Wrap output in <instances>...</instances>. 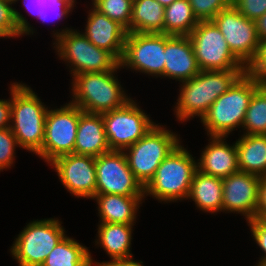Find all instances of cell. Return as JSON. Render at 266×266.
<instances>
[{
	"instance_id": "obj_1",
	"label": "cell",
	"mask_w": 266,
	"mask_h": 266,
	"mask_svg": "<svg viewBox=\"0 0 266 266\" xmlns=\"http://www.w3.org/2000/svg\"><path fill=\"white\" fill-rule=\"evenodd\" d=\"M245 72L247 70L200 71L195 77L182 82L174 106L177 120L182 123L195 116L201 120L213 102Z\"/></svg>"
},
{
	"instance_id": "obj_2",
	"label": "cell",
	"mask_w": 266,
	"mask_h": 266,
	"mask_svg": "<svg viewBox=\"0 0 266 266\" xmlns=\"http://www.w3.org/2000/svg\"><path fill=\"white\" fill-rule=\"evenodd\" d=\"M10 85V128L19 148L36 155L42 149L45 118L49 108L42 103L30 86L19 82Z\"/></svg>"
},
{
	"instance_id": "obj_3",
	"label": "cell",
	"mask_w": 266,
	"mask_h": 266,
	"mask_svg": "<svg viewBox=\"0 0 266 266\" xmlns=\"http://www.w3.org/2000/svg\"><path fill=\"white\" fill-rule=\"evenodd\" d=\"M118 69H122L120 64L111 71L73 76L70 102L91 114H103L123 107L131 98L115 75Z\"/></svg>"
},
{
	"instance_id": "obj_4",
	"label": "cell",
	"mask_w": 266,
	"mask_h": 266,
	"mask_svg": "<svg viewBox=\"0 0 266 266\" xmlns=\"http://www.w3.org/2000/svg\"><path fill=\"white\" fill-rule=\"evenodd\" d=\"M258 89L259 83L245 72L219 96L201 119L208 137H228L235 128H241L250 100Z\"/></svg>"
},
{
	"instance_id": "obj_5",
	"label": "cell",
	"mask_w": 266,
	"mask_h": 266,
	"mask_svg": "<svg viewBox=\"0 0 266 266\" xmlns=\"http://www.w3.org/2000/svg\"><path fill=\"white\" fill-rule=\"evenodd\" d=\"M195 158L180 143L161 162L154 177L144 187V197L150 195L163 203L187 200L197 170Z\"/></svg>"
},
{
	"instance_id": "obj_6",
	"label": "cell",
	"mask_w": 266,
	"mask_h": 266,
	"mask_svg": "<svg viewBox=\"0 0 266 266\" xmlns=\"http://www.w3.org/2000/svg\"><path fill=\"white\" fill-rule=\"evenodd\" d=\"M54 47L59 58L69 65L71 76L113 70L119 61L107 50L92 44L77 29L53 31ZM71 65V66H70Z\"/></svg>"
},
{
	"instance_id": "obj_7",
	"label": "cell",
	"mask_w": 266,
	"mask_h": 266,
	"mask_svg": "<svg viewBox=\"0 0 266 266\" xmlns=\"http://www.w3.org/2000/svg\"><path fill=\"white\" fill-rule=\"evenodd\" d=\"M178 134L155 124L133 145L123 150L135 178L145 187L161 162L182 142Z\"/></svg>"
},
{
	"instance_id": "obj_8",
	"label": "cell",
	"mask_w": 266,
	"mask_h": 266,
	"mask_svg": "<svg viewBox=\"0 0 266 266\" xmlns=\"http://www.w3.org/2000/svg\"><path fill=\"white\" fill-rule=\"evenodd\" d=\"M65 233L58 218L33 220L15 238L11 255L19 266H42Z\"/></svg>"
},
{
	"instance_id": "obj_9",
	"label": "cell",
	"mask_w": 266,
	"mask_h": 266,
	"mask_svg": "<svg viewBox=\"0 0 266 266\" xmlns=\"http://www.w3.org/2000/svg\"><path fill=\"white\" fill-rule=\"evenodd\" d=\"M82 113L71 102L60 108H49L45 118L42 149L36 155L50 164L60 156L74 153L79 116Z\"/></svg>"
},
{
	"instance_id": "obj_10",
	"label": "cell",
	"mask_w": 266,
	"mask_h": 266,
	"mask_svg": "<svg viewBox=\"0 0 266 266\" xmlns=\"http://www.w3.org/2000/svg\"><path fill=\"white\" fill-rule=\"evenodd\" d=\"M189 38L201 71L247 70L229 49L223 34L213 21H199Z\"/></svg>"
},
{
	"instance_id": "obj_11",
	"label": "cell",
	"mask_w": 266,
	"mask_h": 266,
	"mask_svg": "<svg viewBox=\"0 0 266 266\" xmlns=\"http://www.w3.org/2000/svg\"><path fill=\"white\" fill-rule=\"evenodd\" d=\"M104 129L110 150L123 151L133 145L156 124L136 101L103 113Z\"/></svg>"
},
{
	"instance_id": "obj_12",
	"label": "cell",
	"mask_w": 266,
	"mask_h": 266,
	"mask_svg": "<svg viewBox=\"0 0 266 266\" xmlns=\"http://www.w3.org/2000/svg\"><path fill=\"white\" fill-rule=\"evenodd\" d=\"M164 33H128L119 61L121 68L164 78Z\"/></svg>"
},
{
	"instance_id": "obj_13",
	"label": "cell",
	"mask_w": 266,
	"mask_h": 266,
	"mask_svg": "<svg viewBox=\"0 0 266 266\" xmlns=\"http://www.w3.org/2000/svg\"><path fill=\"white\" fill-rule=\"evenodd\" d=\"M212 21L223 34L234 56L247 68L256 58L261 43L256 21L243 16L233 5L221 10Z\"/></svg>"
},
{
	"instance_id": "obj_14",
	"label": "cell",
	"mask_w": 266,
	"mask_h": 266,
	"mask_svg": "<svg viewBox=\"0 0 266 266\" xmlns=\"http://www.w3.org/2000/svg\"><path fill=\"white\" fill-rule=\"evenodd\" d=\"M96 194L144 196V187L128 166L123 151L111 150L95 158Z\"/></svg>"
},
{
	"instance_id": "obj_15",
	"label": "cell",
	"mask_w": 266,
	"mask_h": 266,
	"mask_svg": "<svg viewBox=\"0 0 266 266\" xmlns=\"http://www.w3.org/2000/svg\"><path fill=\"white\" fill-rule=\"evenodd\" d=\"M65 187L77 198H93L96 195L95 157L71 153L50 163Z\"/></svg>"
},
{
	"instance_id": "obj_16",
	"label": "cell",
	"mask_w": 266,
	"mask_h": 266,
	"mask_svg": "<svg viewBox=\"0 0 266 266\" xmlns=\"http://www.w3.org/2000/svg\"><path fill=\"white\" fill-rule=\"evenodd\" d=\"M223 181L222 212L241 214L246 221L255 218L261 177L237 171Z\"/></svg>"
},
{
	"instance_id": "obj_17",
	"label": "cell",
	"mask_w": 266,
	"mask_h": 266,
	"mask_svg": "<svg viewBox=\"0 0 266 266\" xmlns=\"http://www.w3.org/2000/svg\"><path fill=\"white\" fill-rule=\"evenodd\" d=\"M85 32L87 39L95 46L110 52L121 60L127 37V29L115 20L96 10L93 6L88 12Z\"/></svg>"
},
{
	"instance_id": "obj_18",
	"label": "cell",
	"mask_w": 266,
	"mask_h": 266,
	"mask_svg": "<svg viewBox=\"0 0 266 266\" xmlns=\"http://www.w3.org/2000/svg\"><path fill=\"white\" fill-rule=\"evenodd\" d=\"M164 78L180 83L195 77L201 70L197 64L189 36L165 34Z\"/></svg>"
},
{
	"instance_id": "obj_19",
	"label": "cell",
	"mask_w": 266,
	"mask_h": 266,
	"mask_svg": "<svg viewBox=\"0 0 266 266\" xmlns=\"http://www.w3.org/2000/svg\"><path fill=\"white\" fill-rule=\"evenodd\" d=\"M223 136H210L209 143L197 160V170L203 174L225 178L239 171L236 142L228 144ZM231 145V146H230Z\"/></svg>"
},
{
	"instance_id": "obj_20",
	"label": "cell",
	"mask_w": 266,
	"mask_h": 266,
	"mask_svg": "<svg viewBox=\"0 0 266 266\" xmlns=\"http://www.w3.org/2000/svg\"><path fill=\"white\" fill-rule=\"evenodd\" d=\"M111 151L107 142L102 114L83 112L79 116L74 153L98 157Z\"/></svg>"
},
{
	"instance_id": "obj_21",
	"label": "cell",
	"mask_w": 266,
	"mask_h": 266,
	"mask_svg": "<svg viewBox=\"0 0 266 266\" xmlns=\"http://www.w3.org/2000/svg\"><path fill=\"white\" fill-rule=\"evenodd\" d=\"M144 196H122L118 194H96L100 223H123L135 225L137 212Z\"/></svg>"
},
{
	"instance_id": "obj_22",
	"label": "cell",
	"mask_w": 266,
	"mask_h": 266,
	"mask_svg": "<svg viewBox=\"0 0 266 266\" xmlns=\"http://www.w3.org/2000/svg\"><path fill=\"white\" fill-rule=\"evenodd\" d=\"M222 194V178L203 174L199 170L195 171L188 200L192 199L200 211L211 214L222 212Z\"/></svg>"
},
{
	"instance_id": "obj_23",
	"label": "cell",
	"mask_w": 266,
	"mask_h": 266,
	"mask_svg": "<svg viewBox=\"0 0 266 266\" xmlns=\"http://www.w3.org/2000/svg\"><path fill=\"white\" fill-rule=\"evenodd\" d=\"M133 226L123 223H100L95 245L101 246L111 260L131 258Z\"/></svg>"
},
{
	"instance_id": "obj_24",
	"label": "cell",
	"mask_w": 266,
	"mask_h": 266,
	"mask_svg": "<svg viewBox=\"0 0 266 266\" xmlns=\"http://www.w3.org/2000/svg\"><path fill=\"white\" fill-rule=\"evenodd\" d=\"M239 171L266 176V135L242 134L236 140Z\"/></svg>"
},
{
	"instance_id": "obj_25",
	"label": "cell",
	"mask_w": 266,
	"mask_h": 266,
	"mask_svg": "<svg viewBox=\"0 0 266 266\" xmlns=\"http://www.w3.org/2000/svg\"><path fill=\"white\" fill-rule=\"evenodd\" d=\"M164 13L157 0H133L130 33H164Z\"/></svg>"
},
{
	"instance_id": "obj_26",
	"label": "cell",
	"mask_w": 266,
	"mask_h": 266,
	"mask_svg": "<svg viewBox=\"0 0 266 266\" xmlns=\"http://www.w3.org/2000/svg\"><path fill=\"white\" fill-rule=\"evenodd\" d=\"M42 266H92L88 247L65 236L53 248Z\"/></svg>"
},
{
	"instance_id": "obj_27",
	"label": "cell",
	"mask_w": 266,
	"mask_h": 266,
	"mask_svg": "<svg viewBox=\"0 0 266 266\" xmlns=\"http://www.w3.org/2000/svg\"><path fill=\"white\" fill-rule=\"evenodd\" d=\"M198 23L188 0H175L165 7L164 34L166 35L189 36Z\"/></svg>"
},
{
	"instance_id": "obj_28",
	"label": "cell",
	"mask_w": 266,
	"mask_h": 266,
	"mask_svg": "<svg viewBox=\"0 0 266 266\" xmlns=\"http://www.w3.org/2000/svg\"><path fill=\"white\" fill-rule=\"evenodd\" d=\"M12 4L13 0H0V33L7 39L33 35L35 30Z\"/></svg>"
},
{
	"instance_id": "obj_29",
	"label": "cell",
	"mask_w": 266,
	"mask_h": 266,
	"mask_svg": "<svg viewBox=\"0 0 266 266\" xmlns=\"http://www.w3.org/2000/svg\"><path fill=\"white\" fill-rule=\"evenodd\" d=\"M18 1H22L27 12L38 17L43 24L48 21V18H54V16L55 19L62 20L74 9V4L69 0H13L14 4Z\"/></svg>"
},
{
	"instance_id": "obj_30",
	"label": "cell",
	"mask_w": 266,
	"mask_h": 266,
	"mask_svg": "<svg viewBox=\"0 0 266 266\" xmlns=\"http://www.w3.org/2000/svg\"><path fill=\"white\" fill-rule=\"evenodd\" d=\"M241 129L244 134L266 135V94L260 88L250 100Z\"/></svg>"
},
{
	"instance_id": "obj_31",
	"label": "cell",
	"mask_w": 266,
	"mask_h": 266,
	"mask_svg": "<svg viewBox=\"0 0 266 266\" xmlns=\"http://www.w3.org/2000/svg\"><path fill=\"white\" fill-rule=\"evenodd\" d=\"M92 5L111 20L120 23L130 33L133 0H92Z\"/></svg>"
},
{
	"instance_id": "obj_32",
	"label": "cell",
	"mask_w": 266,
	"mask_h": 266,
	"mask_svg": "<svg viewBox=\"0 0 266 266\" xmlns=\"http://www.w3.org/2000/svg\"><path fill=\"white\" fill-rule=\"evenodd\" d=\"M198 21H212L221 11L232 5V0H188Z\"/></svg>"
},
{
	"instance_id": "obj_33",
	"label": "cell",
	"mask_w": 266,
	"mask_h": 266,
	"mask_svg": "<svg viewBox=\"0 0 266 266\" xmlns=\"http://www.w3.org/2000/svg\"><path fill=\"white\" fill-rule=\"evenodd\" d=\"M19 147L10 127L0 130V171L9 169L15 162V149Z\"/></svg>"
},
{
	"instance_id": "obj_34",
	"label": "cell",
	"mask_w": 266,
	"mask_h": 266,
	"mask_svg": "<svg viewBox=\"0 0 266 266\" xmlns=\"http://www.w3.org/2000/svg\"><path fill=\"white\" fill-rule=\"evenodd\" d=\"M232 5L252 21H256L266 13V0H232Z\"/></svg>"
},
{
	"instance_id": "obj_35",
	"label": "cell",
	"mask_w": 266,
	"mask_h": 266,
	"mask_svg": "<svg viewBox=\"0 0 266 266\" xmlns=\"http://www.w3.org/2000/svg\"><path fill=\"white\" fill-rule=\"evenodd\" d=\"M247 73L258 83L266 81V41L260 43L257 56L247 67Z\"/></svg>"
},
{
	"instance_id": "obj_36",
	"label": "cell",
	"mask_w": 266,
	"mask_h": 266,
	"mask_svg": "<svg viewBox=\"0 0 266 266\" xmlns=\"http://www.w3.org/2000/svg\"><path fill=\"white\" fill-rule=\"evenodd\" d=\"M247 224L250 226V232L256 244L264 252V256H261L257 265H266V220L254 218Z\"/></svg>"
},
{
	"instance_id": "obj_37",
	"label": "cell",
	"mask_w": 266,
	"mask_h": 266,
	"mask_svg": "<svg viewBox=\"0 0 266 266\" xmlns=\"http://www.w3.org/2000/svg\"><path fill=\"white\" fill-rule=\"evenodd\" d=\"M255 218L266 220V176L261 177Z\"/></svg>"
},
{
	"instance_id": "obj_38",
	"label": "cell",
	"mask_w": 266,
	"mask_h": 266,
	"mask_svg": "<svg viewBox=\"0 0 266 266\" xmlns=\"http://www.w3.org/2000/svg\"><path fill=\"white\" fill-rule=\"evenodd\" d=\"M11 98L0 99V130L10 127Z\"/></svg>"
},
{
	"instance_id": "obj_39",
	"label": "cell",
	"mask_w": 266,
	"mask_h": 266,
	"mask_svg": "<svg viewBox=\"0 0 266 266\" xmlns=\"http://www.w3.org/2000/svg\"><path fill=\"white\" fill-rule=\"evenodd\" d=\"M90 261L92 266H144L142 261H134L133 257L127 259H113L106 262H94L90 252Z\"/></svg>"
},
{
	"instance_id": "obj_40",
	"label": "cell",
	"mask_w": 266,
	"mask_h": 266,
	"mask_svg": "<svg viewBox=\"0 0 266 266\" xmlns=\"http://www.w3.org/2000/svg\"><path fill=\"white\" fill-rule=\"evenodd\" d=\"M256 28L259 41H266V13L256 20Z\"/></svg>"
},
{
	"instance_id": "obj_41",
	"label": "cell",
	"mask_w": 266,
	"mask_h": 266,
	"mask_svg": "<svg viewBox=\"0 0 266 266\" xmlns=\"http://www.w3.org/2000/svg\"><path fill=\"white\" fill-rule=\"evenodd\" d=\"M164 8L169 6L175 0H157Z\"/></svg>"
},
{
	"instance_id": "obj_42",
	"label": "cell",
	"mask_w": 266,
	"mask_h": 266,
	"mask_svg": "<svg viewBox=\"0 0 266 266\" xmlns=\"http://www.w3.org/2000/svg\"><path fill=\"white\" fill-rule=\"evenodd\" d=\"M259 88L266 94V81L259 83Z\"/></svg>"
},
{
	"instance_id": "obj_43",
	"label": "cell",
	"mask_w": 266,
	"mask_h": 266,
	"mask_svg": "<svg viewBox=\"0 0 266 266\" xmlns=\"http://www.w3.org/2000/svg\"><path fill=\"white\" fill-rule=\"evenodd\" d=\"M69 1L72 2L74 5H76L75 4L76 0H69Z\"/></svg>"
}]
</instances>
